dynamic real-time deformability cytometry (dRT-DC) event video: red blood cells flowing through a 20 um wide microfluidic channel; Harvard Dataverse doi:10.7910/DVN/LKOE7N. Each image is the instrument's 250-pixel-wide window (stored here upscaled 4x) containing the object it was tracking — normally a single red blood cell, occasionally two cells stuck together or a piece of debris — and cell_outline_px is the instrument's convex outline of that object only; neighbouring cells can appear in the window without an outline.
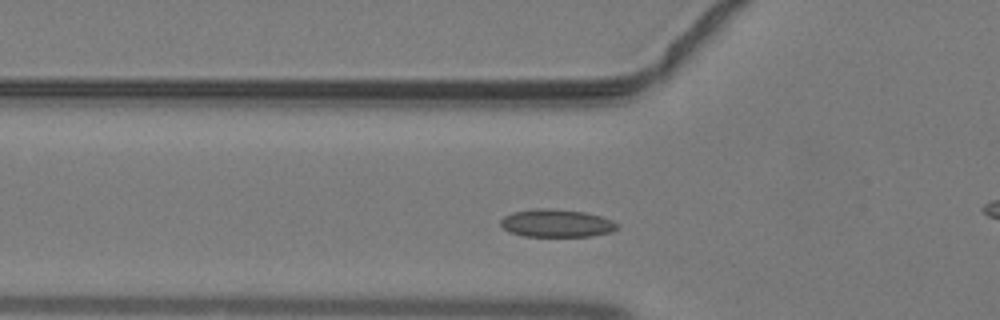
{"species": "common noctule bat (a hibernating species)", "species_latin": "Nyctalus noctula", "temperature_condition": "warm", "stored_images_in_passage": 41, "camera_frame_rate_fps": 3000, "um_per_image_px": 0.085, "animal": {"sex": "male", "body_mass_g": 19.2, "forearm_length_mm": 51.8}, "frame": {"image": 1, "passage_image": 11, "time_ms": 3.333, "image_size_px": [1000, 320], "cell_outline_px": [[616, 228], [612, 232], [592, 236], [524, 236], [508, 232], [500, 224], [500, 220], [504, 216], [512, 212], [536, 208], [544, 208], [584, 212], [600, 216], [612, 220], [616, 224]], "centroid_in_image_um": [47.26, 18.98], "position_along_channel_um": 78.5, "area_um2": 18.79}}
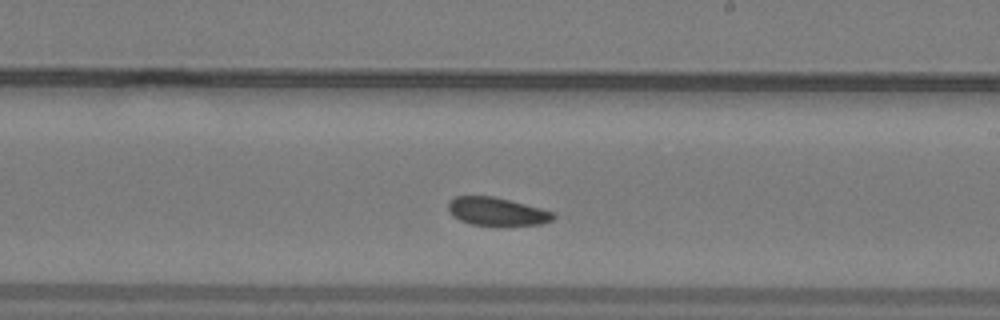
{"frame": {"image": 2, "passage_image": 22, "time_ms": 7.0, "image_size_px": [1000, 320], "cell_outline_px": [[556, 216], [552, 220], [540, 224], [508, 228], [496, 228], [472, 224], [460, 220], [452, 216], [448, 208], [448, 204], [456, 196], [492, 196], [556, 212]], "centroid_in_image_um": [42.28, 18.04], "position_along_channel_um": 246.7, "area_um2": 17.86}}
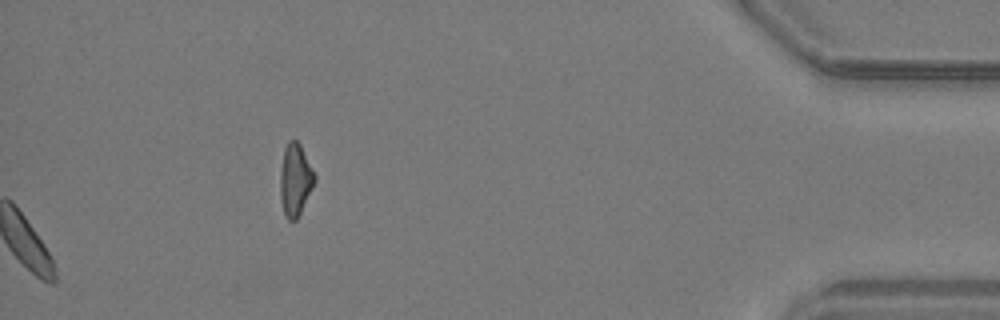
{"frame": {"image": 3, "passage_image": 41, "time_ms": 13.333, "image_size_px": [1000, 320], "cell_outline_px": [[316, 180], [296, 220], [288, 220], [284, 212], [280, 200], [280, 172], [284, 148], [288, 140], [296, 140], [300, 144], [316, 176]], "centroid_in_image_um": [25.08, 15.26], "position_along_channel_um": 410.1, "area_um2": 14.33}}